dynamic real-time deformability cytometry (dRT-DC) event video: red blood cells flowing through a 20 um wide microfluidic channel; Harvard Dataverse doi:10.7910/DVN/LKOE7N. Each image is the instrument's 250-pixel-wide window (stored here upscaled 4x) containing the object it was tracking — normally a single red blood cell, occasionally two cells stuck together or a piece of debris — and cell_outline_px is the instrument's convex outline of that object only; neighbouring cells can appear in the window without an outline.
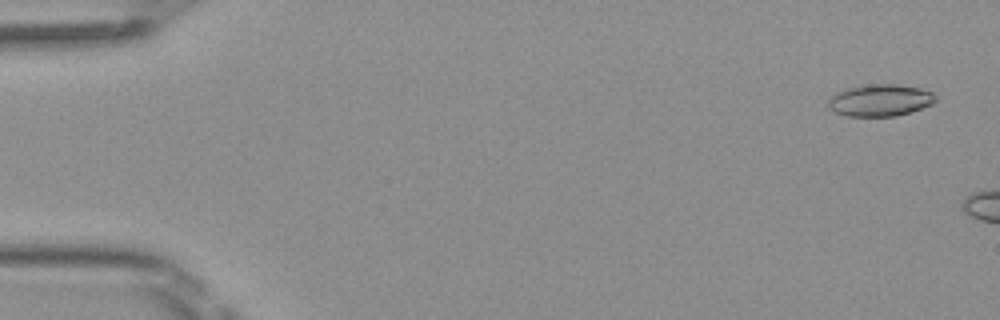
{"species": "Egyptian fruit bat (a non-hibernating species)", "species_latin": "Rousettus aegyptiacus", "temperature_condition": "room temperature", "stored_images_in_passage": 7, "camera_frame_rate_fps": 3000, "um_per_image_px": 0.085, "frame": {"image": 1, "passage_image": 2, "time_ms": 0.333, "image_size_px": [1000, 320], "cell_outline_px": [[936, 100], [932, 104], [896, 116], [844, 116], [832, 112], [828, 108], [828, 100], [836, 92], [848, 88], [868, 84], [892, 84], [920, 88], [932, 92], [936, 96]], "centroid_in_image_um": [74.76, 8.53], "position_along_channel_um": 10.2, "area_um2": 19.94}}